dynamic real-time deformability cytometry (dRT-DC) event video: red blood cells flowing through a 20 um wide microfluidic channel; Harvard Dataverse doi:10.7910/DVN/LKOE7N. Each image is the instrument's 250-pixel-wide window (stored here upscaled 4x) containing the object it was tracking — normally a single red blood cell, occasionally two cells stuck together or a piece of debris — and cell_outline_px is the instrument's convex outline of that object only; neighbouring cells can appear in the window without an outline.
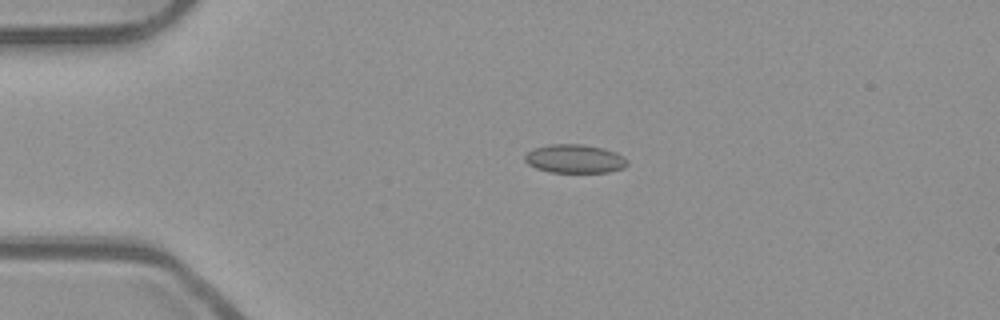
{"species": "common noctule bat (a hibernating species)", "species_latin": "Nyctalus noctula", "temperature_condition": "room temperature", "stored_images_in_passage": 42, "camera_frame_rate_fps": 3000, "um_per_image_px": 0.085, "animal": {"sex": "male", "body_mass_g": 23.1, "forearm_length_mm": 52.7}, "frame": {"image": 1, "passage_image": 1, "time_ms": 0.0, "image_size_px": [1000, 320], "cell_outline_px": [[628, 164], [624, 168], [608, 172], [548, 172], [536, 168], [528, 164], [524, 160], [524, 156], [532, 148], [548, 144], [584, 144], [604, 148], [616, 152], [624, 156], [628, 160]], "centroid_in_image_um": [48.86, 13.49], "position_along_channel_um": 36.1, "area_um2": 17.34}}
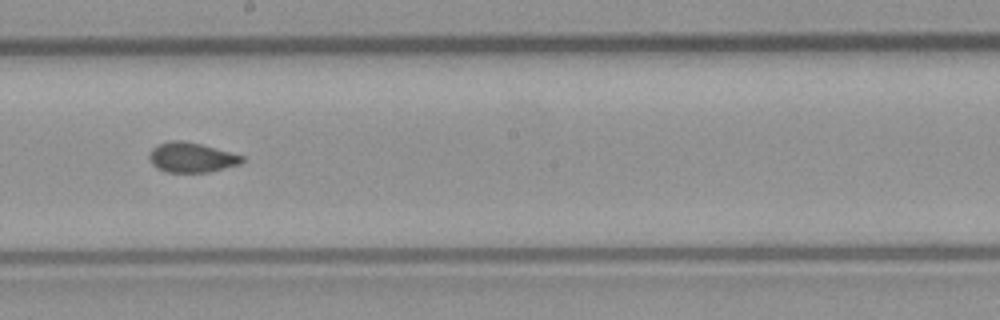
{"frame": {"image": 2, "passage_image": 19, "time_ms": 6.0, "image_size_px": [1000, 320], "cell_outline_px": [[244, 160], [240, 164], [208, 172], [168, 172], [156, 168], [152, 164], [148, 156], [152, 148], [160, 144], [172, 140], [180, 140], [200, 144], [244, 156]], "centroid_in_image_um": [16.26, 13.39], "position_along_channel_um": 231.9, "area_um2": 15.95}}
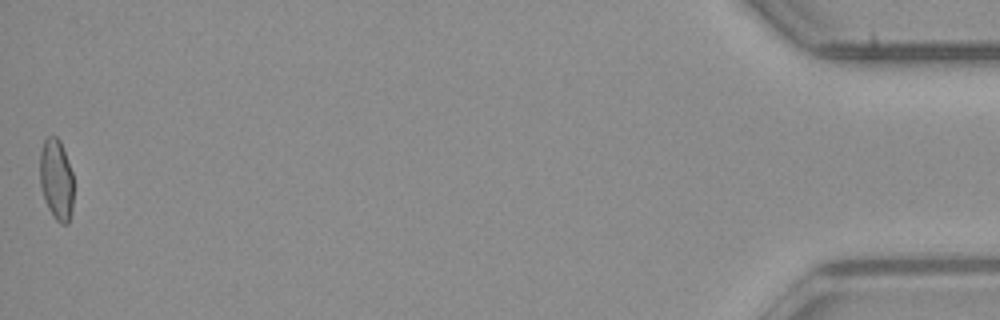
{"frame": {"image": 3, "passage_image": 42, "time_ms": 13.667, "image_size_px": [1000, 320], "cell_outline_px": [[72, 208], [68, 224], [60, 224], [52, 216], [44, 200], [40, 184], [40, 152], [44, 140], [48, 136], [56, 136], [60, 140], [72, 172]], "centroid_in_image_um": [4.77, 15.27], "position_along_channel_um": 430.4, "area_um2": 15.9}, "authors_computed_cell_mechanics": {"area_um2": 16.2129, "velocity_mm_per_s": 3.9074, "shape_relaxation_time_tau1_ms": null, "shape_relaxation_time_tau2_ms": 1.1589, "deformation_change_tau1": null, "deformation_change_tau2": 0.0543}}